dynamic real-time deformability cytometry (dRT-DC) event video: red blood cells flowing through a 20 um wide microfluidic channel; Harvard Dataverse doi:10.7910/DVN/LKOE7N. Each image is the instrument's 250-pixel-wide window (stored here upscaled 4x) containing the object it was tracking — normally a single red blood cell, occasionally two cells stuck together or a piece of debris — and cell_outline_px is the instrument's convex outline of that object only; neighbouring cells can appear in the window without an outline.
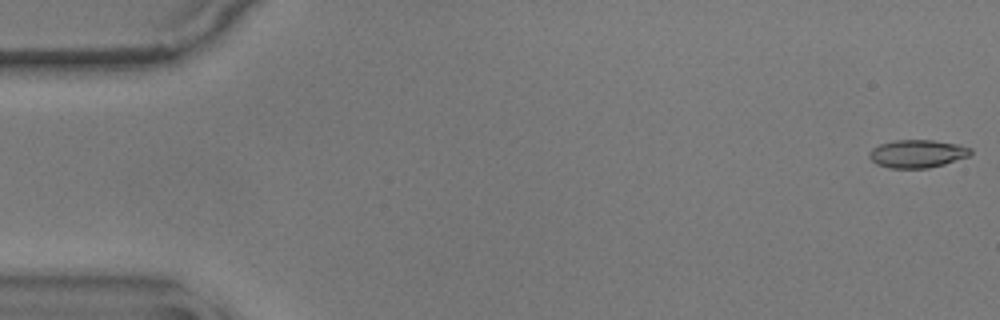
{"species": "common noctule bat (a hibernating species)", "species_latin": "Nyctalus noctula", "temperature_condition": "warm", "stored_images_in_passage": 44, "camera_frame_rate_fps": 3000, "um_per_image_px": 0.085, "animal": {"sex": "male", "body_mass_g": 17.9}, "frame": {"image": 1, "passage_image": 1, "time_ms": 0.0, "image_size_px": [1000, 320], "cell_outline_px": [[972, 152], [968, 156], [944, 164], [928, 168], [892, 168], [876, 164], [868, 156], [872, 148], [880, 144], [896, 140], [932, 140], [956, 144], [972, 148]], "centroid_in_image_um": [77.96, 13.06], "position_along_channel_um": 7.0, "area_um2": 16.36}}
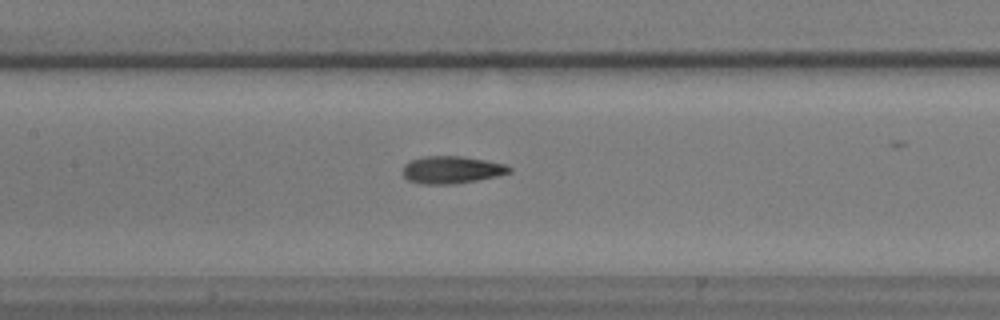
{"frame": {"image": 2, "passage_image": 26, "time_ms": 8.333, "image_size_px": [1000, 320], "cell_outline_px": [[512, 172], [500, 176], [452, 184], [424, 184], [408, 180], [404, 176], [404, 164], [408, 160], [424, 156], [460, 156], [484, 160], [504, 164], [512, 168]], "centroid_in_image_um": [38.4, 14.43], "position_along_channel_um": 169.0, "area_um2": 16.99}}
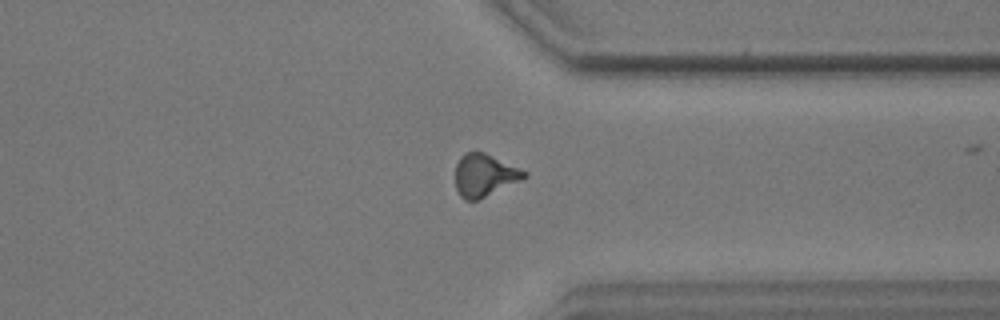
{"frame": {"image": 3, "passage_image": 43, "time_ms": 14.0, "image_size_px": [1000, 320], "cell_outline_px": [[528, 176], [520, 180], [476, 200], [464, 200], [460, 196], [456, 188], [456, 164], [460, 156], [464, 152], [484, 152], [528, 172]], "centroid_in_image_um": [41.15, 14.88], "position_along_channel_um": 370.2, "area_um2": 16.76}}